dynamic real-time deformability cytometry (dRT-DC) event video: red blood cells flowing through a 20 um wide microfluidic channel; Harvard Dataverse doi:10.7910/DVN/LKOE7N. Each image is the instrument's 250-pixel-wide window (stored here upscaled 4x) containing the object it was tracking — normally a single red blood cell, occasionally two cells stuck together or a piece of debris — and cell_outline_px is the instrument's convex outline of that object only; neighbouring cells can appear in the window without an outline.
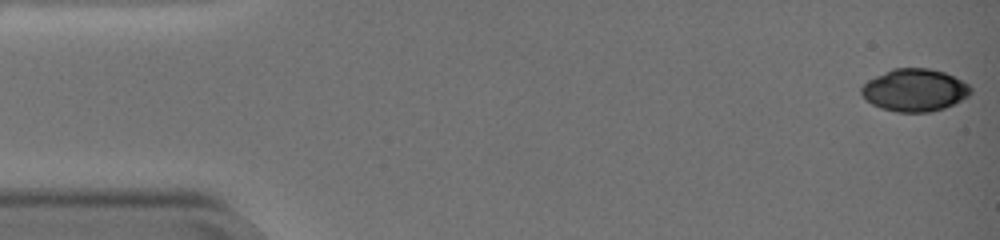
{"species": "common noctule bat (a hibernating species)", "species_latin": "Nyctalus noctula", "temperature_condition": "warm", "stored_images_in_passage": 58, "camera_frame_rate_fps": 3000, "um_per_image_px": 0.085, "animal": {"sex": "female", "body_mass_g": 19.0, "forearm_length_mm": 51.5}, "frame": {"image": 1, "passage_image": 1, "time_ms": 0.0, "image_size_px": [1000, 240], "cell_outline_px": [[972, 92], [968, 96], [944, 108], [932, 112], [896, 112], [880, 108], [872, 104], [860, 92], [860, 88], [868, 80], [892, 68], [928, 68], [944, 72], [968, 84], [972, 88]], "centroid_in_image_um": [77.73, 7.66], "position_along_channel_um": 7.3, "area_um2": 26.93}}
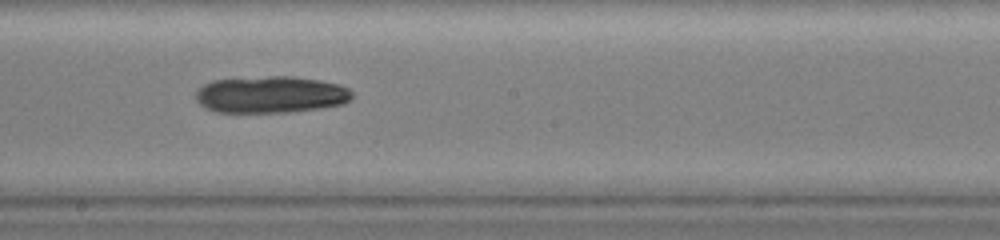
{"frame": {"image": 2, "passage_image": 33, "time_ms": 10.667, "image_size_px": [1000, 240], "cell_outline_px": [[352, 100], [344, 104], [320, 108], [292, 112], [216, 112], [204, 108], [196, 100], [196, 92], [204, 84], [212, 80], [268, 76], [292, 76], [320, 80], [340, 84], [348, 88], [352, 92]], "centroid_in_image_um": [23.04, 8.04], "position_along_channel_um": 225.2, "area_um2": 33.81}}
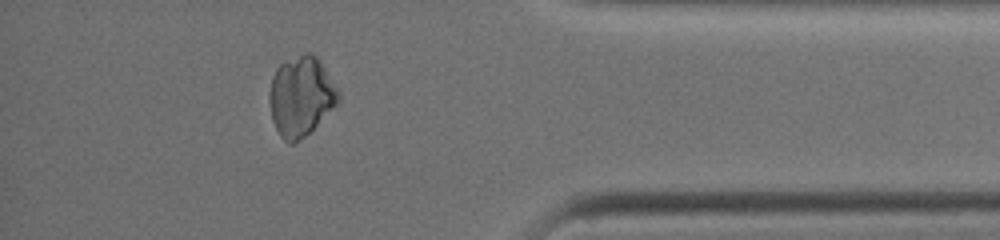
{"frame": {"image": 3, "passage_image": 51, "time_ms": 16.667, "image_size_px": [1000, 240], "cell_outline_px": [[340, 100], [304, 136], [292, 144], [288, 144], [280, 136], [272, 120], [268, 100], [268, 96], [272, 76], [276, 68], [280, 64], [304, 52], [308, 52], [316, 56], [320, 60], [340, 92]], "centroid_in_image_um": [25.56, 8.16], "position_along_channel_um": 409.6, "area_um2": 31.85}}